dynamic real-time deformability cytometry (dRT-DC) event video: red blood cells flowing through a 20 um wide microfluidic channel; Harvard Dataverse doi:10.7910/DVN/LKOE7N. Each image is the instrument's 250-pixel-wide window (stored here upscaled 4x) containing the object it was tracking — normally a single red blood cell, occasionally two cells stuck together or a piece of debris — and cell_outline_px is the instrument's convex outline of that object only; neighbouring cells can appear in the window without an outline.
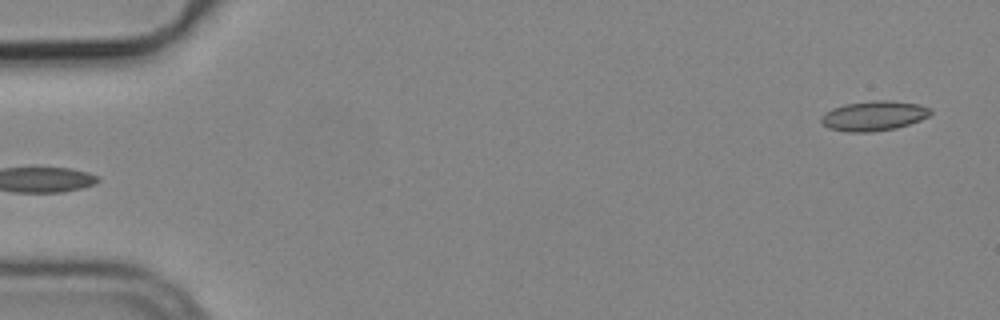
{"species": "common noctule bat (a hibernating species)", "species_latin": "Nyctalus noctula", "temperature_condition": "cold", "stored_images_in_passage": 5, "segment_of_instrument_passage": [2, 2], "camera_frame_rate_fps": 3000, "um_per_image_px": 0.085, "animal": {"sex": "male", "body_mass_g": 19.2, "forearm_length_mm": 51.8}, "frame": {"image": 1, "passage_image": 5, "time_ms": 1.333, "image_size_px": [1000, 320], "cell_outline_px": [[932, 112], [928, 116], [920, 120], [896, 128], [872, 132], [848, 132], [828, 128], [820, 120], [820, 116], [824, 112], [832, 108], [844, 104], [872, 100], [888, 100], [920, 104], [932, 108]], "centroid_in_image_um": [74.26, 9.83], "position_along_channel_um": 10.7, "area_um2": 19.19}}